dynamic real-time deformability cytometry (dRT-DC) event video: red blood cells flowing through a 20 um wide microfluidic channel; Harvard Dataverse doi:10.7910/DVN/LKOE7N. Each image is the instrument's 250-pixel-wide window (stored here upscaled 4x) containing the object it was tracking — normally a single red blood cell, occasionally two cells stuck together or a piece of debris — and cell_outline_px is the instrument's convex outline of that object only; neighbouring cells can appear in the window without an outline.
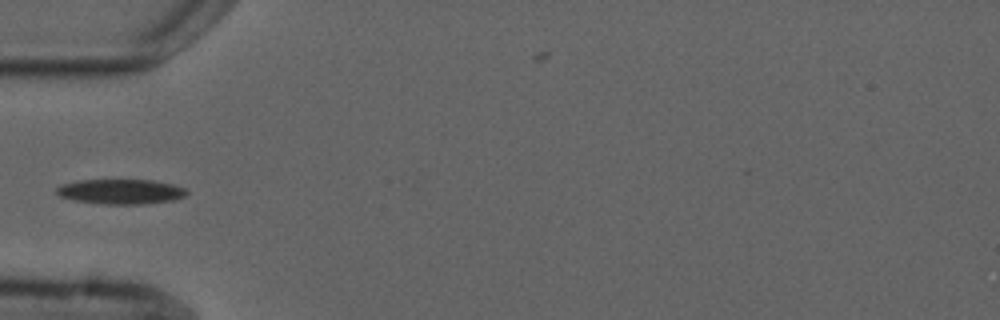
{"species": "common noctule bat (a hibernating species)", "species_latin": "Nyctalus noctula", "temperature_condition": "cold", "stored_images_in_passage": 5, "camera_frame_rate_fps": 3000, "um_per_image_px": 0.085, "animal": {"sex": "male", "forearm_length_mm": 52.5}, "frame": {"image": 1, "passage_image": 2, "time_ms": 1.333, "image_size_px": [1000, 320], "cell_outline_px": [[188, 192], [184, 196], [172, 200], [144, 204], [104, 204], [72, 200], [60, 196], [56, 192], [56, 188], [64, 184], [80, 180], [152, 180], [172, 184], [184, 188]], "centroid_in_image_um": [10.26, 16.29], "position_along_channel_um": 74.7, "area_um2": 18.73}}
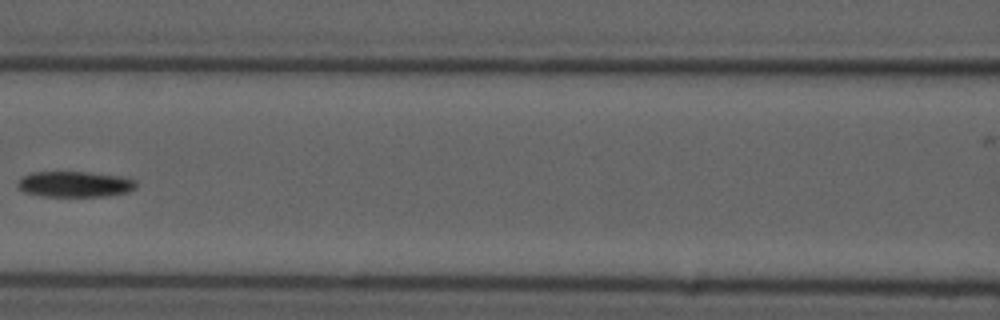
{"frame": {"image": 2, "passage_image": 4, "time_ms": 3.667, "image_size_px": [1000, 320], "cell_outline_px": [[136, 188], [128, 192], [108, 196], [44, 196], [24, 192], [16, 184], [20, 176], [32, 172], [88, 172], [120, 176], [136, 180]], "centroid_in_image_um": [6.35, 15.65], "position_along_channel_um": 160.2, "area_um2": 17.86}}
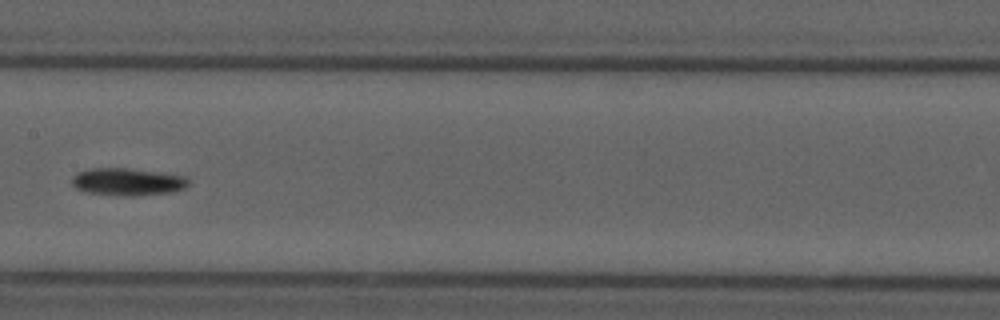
{"frame": {"image": 3, "passage_image": 5, "time_ms": 4.667, "image_size_px": [1000, 320], "cell_outline_px": [[188, 184], [184, 188], [172, 192], [136, 196], [124, 196], [88, 192], [76, 188], [72, 184], [72, 176], [76, 172], [88, 168], [132, 168], [188, 176]], "centroid_in_image_um": [10.85, 15.44], "position_along_channel_um": 196.6, "area_um2": 18.84}}